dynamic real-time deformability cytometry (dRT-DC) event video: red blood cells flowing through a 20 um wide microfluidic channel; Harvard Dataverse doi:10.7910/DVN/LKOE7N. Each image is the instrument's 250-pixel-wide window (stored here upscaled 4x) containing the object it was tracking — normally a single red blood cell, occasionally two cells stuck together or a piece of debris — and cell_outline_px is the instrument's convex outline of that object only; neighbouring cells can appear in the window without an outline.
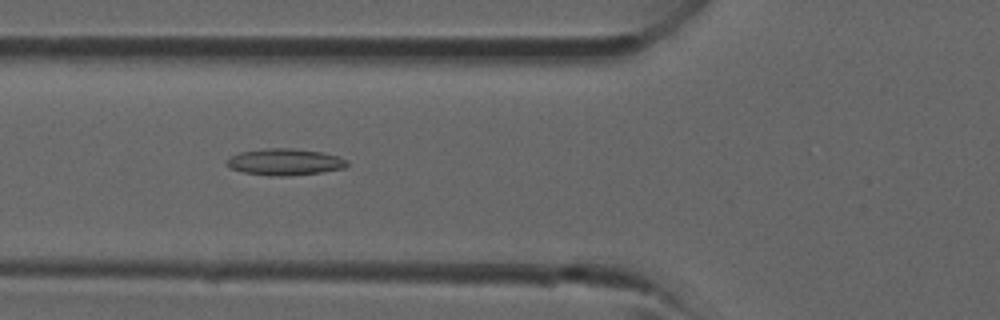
{"species": "common noctule bat (a hibernating species)", "species_latin": "Nyctalus noctula", "temperature_condition": "room temperature", "stored_images_in_passage": 39, "camera_frame_rate_fps": 3000, "um_per_image_px": 0.085, "animal": {"sex": "male", "forearm_length_mm": 52.5}, "frame": {"image": 1, "passage_image": 14, "time_ms": 4.333, "image_size_px": [1000, 320], "cell_outline_px": [[348, 164], [344, 168], [324, 172], [288, 176], [272, 176], [244, 172], [232, 168], [224, 164], [224, 160], [240, 152], [264, 148], [292, 148], [324, 152], [340, 156], [348, 160]], "centroid_in_image_um": [24.24, 13.76], "position_along_channel_um": 101.6, "area_um2": 18.9}}
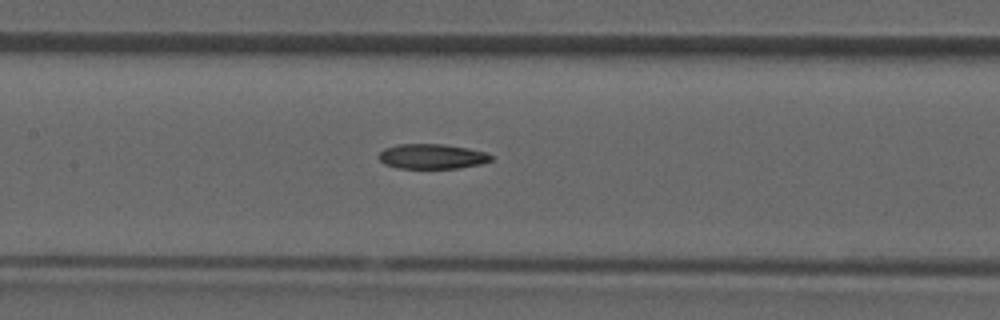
{"frame": {"image": 2, "passage_image": 18, "time_ms": 5.667, "image_size_px": [1000, 320], "cell_outline_px": [[492, 160], [480, 164], [460, 168], [396, 168], [384, 164], [380, 160], [380, 152], [384, 148], [396, 144], [444, 144], [468, 148], [484, 152], [492, 156]], "centroid_in_image_um": [36.7, 13.29], "position_along_channel_um": 170.7, "area_um2": 16.3}}
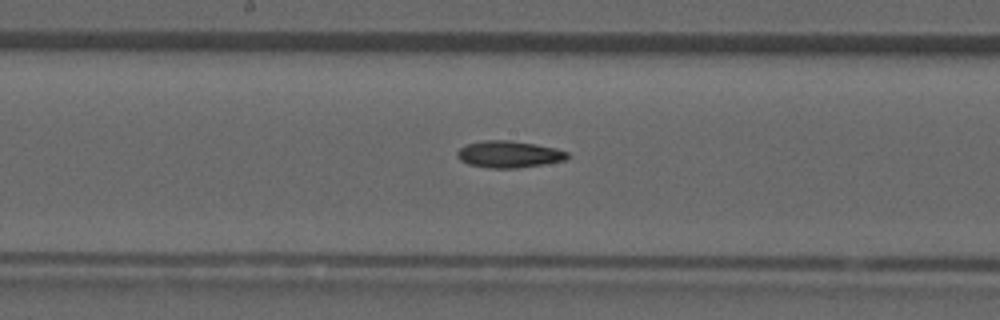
{"frame": {"image": 3, "passage_image": 20, "time_ms": 6.333, "image_size_px": [1000, 320], "cell_outline_px": [[568, 160], [544, 164], [516, 168], [488, 168], [468, 164], [460, 160], [456, 156], [456, 152], [464, 144], [484, 140], [508, 140], [536, 144], [556, 148], [568, 152]], "centroid_in_image_um": [43.24, 13.11], "position_along_channel_um": 205.0, "area_um2": 17.4}}